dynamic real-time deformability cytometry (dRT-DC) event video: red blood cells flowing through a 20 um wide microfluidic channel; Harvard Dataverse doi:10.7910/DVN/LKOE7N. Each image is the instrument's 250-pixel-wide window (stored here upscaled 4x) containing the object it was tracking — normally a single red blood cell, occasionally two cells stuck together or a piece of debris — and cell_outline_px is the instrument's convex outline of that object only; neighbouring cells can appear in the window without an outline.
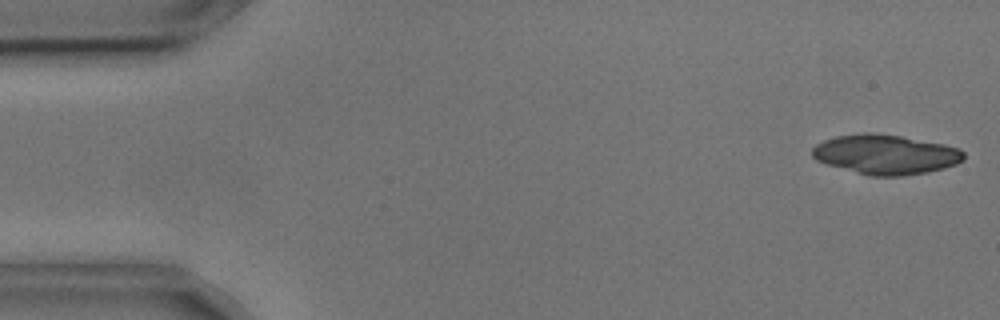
{"species": "common noctule bat (a hibernating species)", "species_latin": "Nyctalus noctula", "temperature_condition": "cold", "stored_images_in_passage": 4, "camera_frame_rate_fps": 3000, "um_per_image_px": 0.085, "animal": {"sex": "male", "body_mass_g": 17.9, "forearm_length_mm": 54.2}, "frame": {"image": 1, "passage_image": 1, "time_ms": 0.0, "image_size_px": [1000, 320], "cell_outline_px": [[964, 160], [956, 164], [944, 168], [928, 172], [904, 176], [868, 176], [828, 164], [816, 160], [812, 156], [812, 148], [816, 144], [824, 140], [836, 136], [864, 132], [868, 132], [900, 136], [944, 144], [960, 148], [964, 152]], "centroid_in_image_um": [75.29, 13.13], "position_along_channel_um": 9.7, "area_um2": 35.08}}